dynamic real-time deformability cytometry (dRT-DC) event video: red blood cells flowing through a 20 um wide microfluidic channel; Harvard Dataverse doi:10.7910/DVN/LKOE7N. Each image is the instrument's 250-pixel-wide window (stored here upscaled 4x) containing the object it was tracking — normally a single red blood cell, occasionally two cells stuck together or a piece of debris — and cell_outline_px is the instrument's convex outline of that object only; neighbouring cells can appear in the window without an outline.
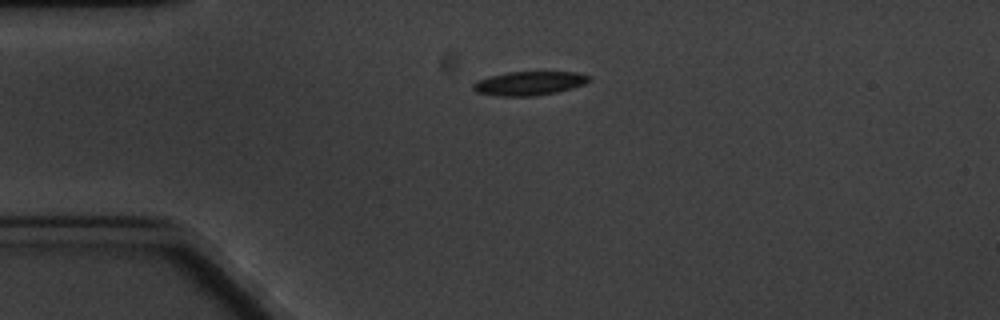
{"species": "common noctule bat (a hibernating species)", "species_latin": "Nyctalus noctula", "temperature_condition": "cold", "stored_images_in_passage": 2, "camera_frame_rate_fps": 3000, "um_per_image_px": 0.085, "animal": {"sex": "male", "body_mass_g": 20.1, "forearm_length_mm": 53.5}, "frame": {"image": 1, "passage_image": 1, "time_ms": 0.0, "image_size_px": [1000, 320], "cell_outline_px": [[592, 80], [584, 84], [572, 88], [556, 92], [536, 96], [500, 96], [476, 92], [472, 88], [472, 84], [476, 80], [508, 72], [576, 72], [592, 76]], "centroid_in_image_um": [45.01, 7.08], "position_along_channel_um": 40.0, "area_um2": 16.18}}